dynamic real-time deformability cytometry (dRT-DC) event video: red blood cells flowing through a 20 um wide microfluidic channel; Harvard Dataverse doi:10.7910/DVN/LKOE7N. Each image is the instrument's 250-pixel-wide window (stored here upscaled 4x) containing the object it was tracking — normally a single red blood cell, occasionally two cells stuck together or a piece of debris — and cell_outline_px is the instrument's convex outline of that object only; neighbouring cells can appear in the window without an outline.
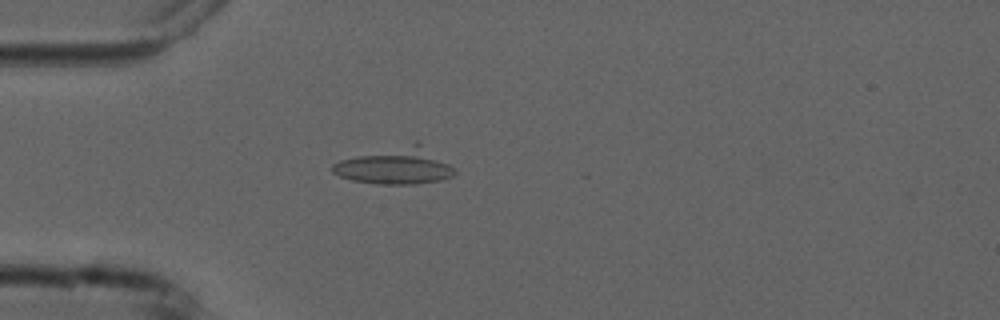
{"species": "common noctule bat (a hibernating species)", "species_latin": "Nyctalus noctula", "temperature_condition": "cold", "stored_images_in_passage": 5, "camera_frame_rate_fps": 3000, "um_per_image_px": 0.085, "animal": {"sex": "male", "forearm_length_mm": 52.5}, "frame": {"image": 1, "passage_image": 5, "time_ms": 4.667, "image_size_px": [1000, 320], "cell_outline_px": [[456, 172], [452, 176], [440, 180], [416, 184], [376, 184], [352, 180], [340, 176], [332, 172], [332, 164], [340, 160], [416, 140], [420, 140], [456, 168]], "centroid_in_image_um": [33.69, 14.08], "position_along_channel_um": 51.3, "area_um2": 26.41}}